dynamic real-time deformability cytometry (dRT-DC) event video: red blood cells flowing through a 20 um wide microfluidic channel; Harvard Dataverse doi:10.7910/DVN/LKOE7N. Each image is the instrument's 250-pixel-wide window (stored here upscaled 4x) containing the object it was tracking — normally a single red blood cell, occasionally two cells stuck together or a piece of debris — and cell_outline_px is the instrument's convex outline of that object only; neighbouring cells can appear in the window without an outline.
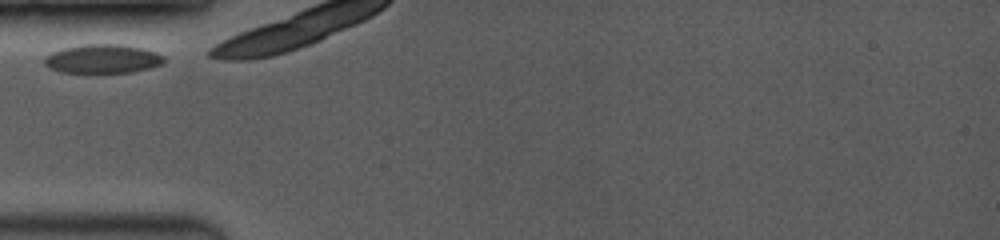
{"species": "common noctule bat (a hibernating species)", "species_latin": "Nyctalus noctula", "temperature_condition": "room temperature", "stored_images_in_passage": 18, "camera_frame_rate_fps": 3500, "um_per_image_px": 0.085, "animal": {"sex": "female", "body_mass_g": 19.0, "forearm_length_mm": 53.3}, "frame": {"image": 1, "passage_image": 1, "time_ms": 0.0, "image_size_px": [1000, 240], "cell_outline_px": [[164, 64], [132, 72], [100, 76], [96, 76], [60, 72], [48, 68], [44, 64], [44, 56], [52, 52], [64, 48], [84, 44], [120, 44], [140, 48], [156, 52], [164, 56]], "centroid_in_image_um": [8.68, 5.06], "position_along_channel_um": 76.3, "area_um2": 21.15}}